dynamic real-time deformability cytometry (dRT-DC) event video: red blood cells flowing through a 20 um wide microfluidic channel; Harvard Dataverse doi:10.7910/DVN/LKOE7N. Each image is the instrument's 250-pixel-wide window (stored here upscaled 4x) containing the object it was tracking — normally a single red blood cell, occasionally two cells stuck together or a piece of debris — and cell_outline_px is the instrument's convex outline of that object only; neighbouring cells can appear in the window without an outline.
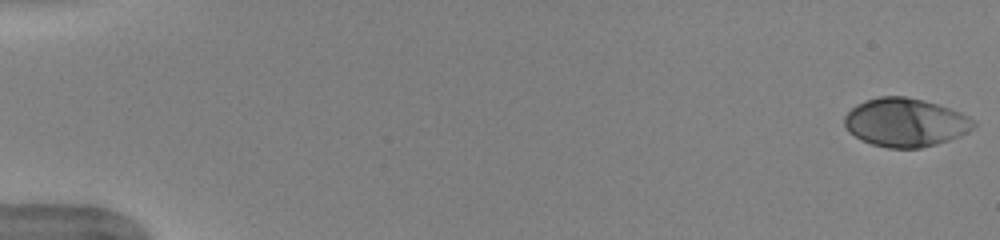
{"species": "human", "species_latin": "Homo sapiens", "temperature_condition": "warm", "stored_images_in_passage": 51, "camera_frame_rate_fps": 3000, "um_per_image_px": 0.085, "donor": {"sex": "female"}, "frame": {"image": 1, "passage_image": 1, "time_ms": 0.0, "image_size_px": [1000, 240], "cell_outline_px": [[976, 124], [968, 132], [960, 136], [936, 144], [920, 148], [888, 148], [872, 144], [848, 132], [844, 124], [844, 116], [856, 104], [880, 96], [904, 96], [924, 100], [960, 112], [968, 116]], "centroid_in_image_um": [76.95, 10.41], "position_along_channel_um": 8.1, "area_um2": 36.24}}
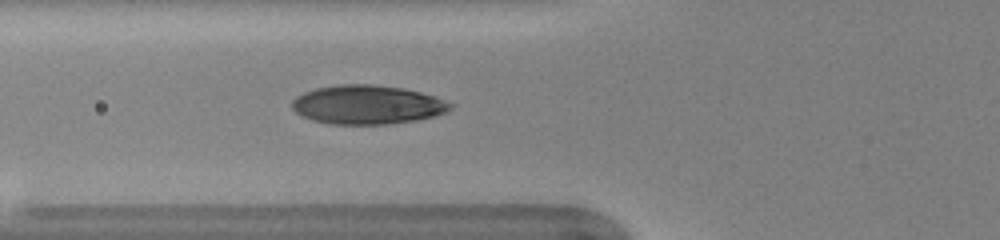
{"frame": {"image": 2, "passage_image": 20, "time_ms": 6.333, "image_size_px": [1000, 240], "cell_outline_px": [[456, 104], [448, 112], [436, 116], [416, 120], [388, 124], [328, 124], [312, 120], [300, 116], [292, 108], [292, 100], [296, 96], [304, 92], [316, 88], [340, 84], [372, 84], [404, 88], [436, 96]], "centroid_in_image_um": [31.26, 8.9], "position_along_channel_um": 94.5, "area_um2": 36.41}}
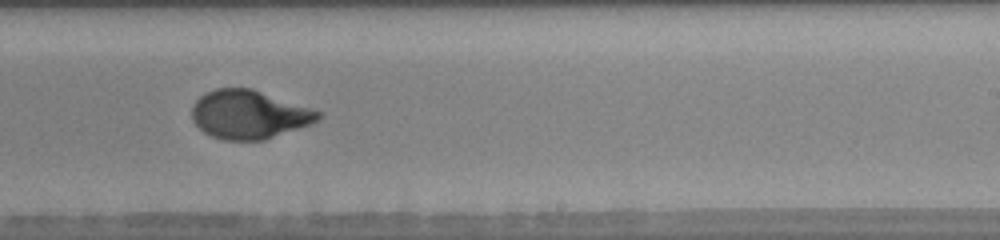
{"frame": {"image": 3, "passage_image": 33, "time_ms": 10.667, "image_size_px": [1000, 240], "cell_outline_px": [[324, 116], [320, 120], [312, 124], [264, 140], [220, 140], [204, 132], [192, 120], [192, 104], [204, 92], [216, 88], [252, 88], [312, 108], [320, 112]], "centroid_in_image_um": [21.18, 9.73], "position_along_channel_um": 267.8, "area_um2": 36.07}, "authors_computed_cell_mechanics": {"area_um2": 35.9516, "velocity_mm_per_s": 3.9873, "shape_relaxation_time_tau1_ms": 4.043, "shape_relaxation_time_tau2_ms": null, "deformation_change_tau1": 0.1898, "deformation_change_tau2": null}}